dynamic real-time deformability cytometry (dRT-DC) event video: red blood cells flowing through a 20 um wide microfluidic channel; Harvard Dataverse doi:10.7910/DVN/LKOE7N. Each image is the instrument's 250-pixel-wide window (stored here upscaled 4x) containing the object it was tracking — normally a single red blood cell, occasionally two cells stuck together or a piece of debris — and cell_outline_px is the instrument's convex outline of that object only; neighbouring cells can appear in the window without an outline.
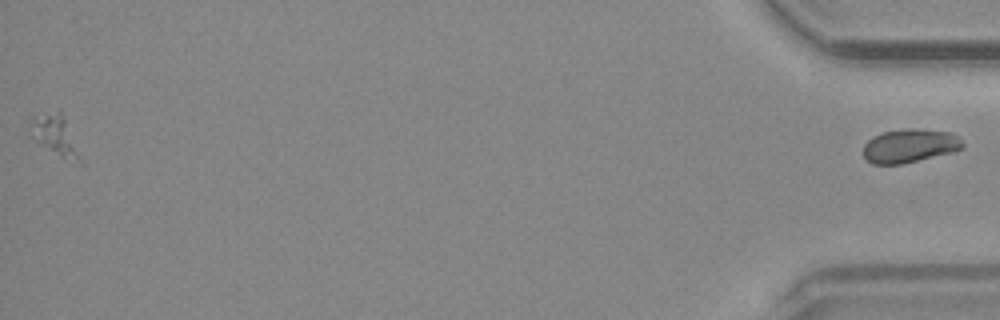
{"species": "common noctule bat (a hibernating species)", "species_latin": "Nyctalus noctula", "temperature_condition": "warm", "stored_images_in_passage": 52, "segment_of_instrument_passage": [2, 2], "camera_frame_rate_fps": 3000, "um_per_image_px": 0.085, "animal": {"sex": "male", "body_mass_g": 20.4}, "frame": {"image": 1, "passage_image": 52, "time_ms": 17.0, "image_size_px": [1000, 320], "cell_outline_px": [[964, 148], [956, 152], [900, 164], [872, 164], [864, 156], [864, 144], [872, 136], [884, 132], [908, 128], [916, 128], [952, 132], [964, 144]], "centroid_in_image_um": [77.36, 12.39], "position_along_channel_um": 357.8, "area_um2": 19.59}}